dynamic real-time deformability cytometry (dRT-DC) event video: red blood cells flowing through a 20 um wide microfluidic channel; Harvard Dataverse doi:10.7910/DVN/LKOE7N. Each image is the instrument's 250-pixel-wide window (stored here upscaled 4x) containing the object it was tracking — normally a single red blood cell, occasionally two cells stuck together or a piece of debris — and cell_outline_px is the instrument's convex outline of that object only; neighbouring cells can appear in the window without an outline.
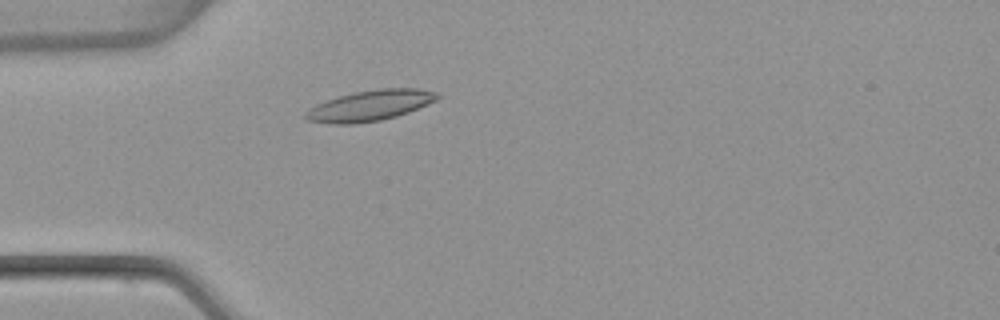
{"species": "common noctule bat (a hibernating species)", "species_latin": "Nyctalus noctula", "temperature_condition": "warm", "stored_images_in_passage": 3, "camera_frame_rate_fps": 3000, "um_per_image_px": 0.085, "animal": {"sex": "female", "body_mass_g": 22.7, "forearm_length_mm": 54.2}, "frame": {"image": 1, "passage_image": 3, "time_ms": 0.667, "image_size_px": [1000, 320], "cell_outline_px": [[440, 96], [436, 100], [428, 104], [408, 112], [396, 116], [380, 120], [352, 124], [328, 124], [304, 120], [304, 112], [308, 108], [316, 104], [340, 96], [356, 92], [380, 88], [420, 88], [436, 92]], "centroid_in_image_um": [31.41, 8.98], "position_along_channel_um": 53.6, "area_um2": 23.52}}